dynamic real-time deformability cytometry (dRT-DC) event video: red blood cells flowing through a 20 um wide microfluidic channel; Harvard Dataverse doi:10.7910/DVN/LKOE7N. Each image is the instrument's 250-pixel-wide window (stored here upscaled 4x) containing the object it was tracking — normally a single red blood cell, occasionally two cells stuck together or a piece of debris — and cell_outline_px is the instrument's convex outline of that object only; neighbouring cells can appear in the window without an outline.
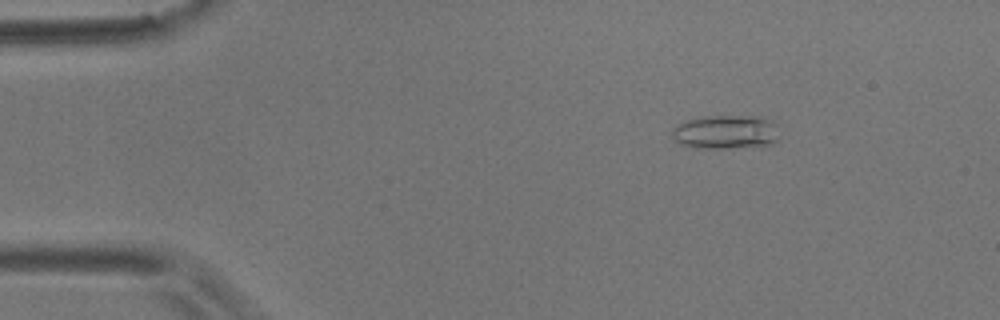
{"species": "common noctule bat (a hibernating species)", "species_latin": "Nyctalus noctula", "temperature_condition": "room temperature", "stored_images_in_passage": 50, "camera_frame_rate_fps": 3000, "um_per_image_px": 0.085, "animal": {"sex": "male", "body_mass_g": 17.9}, "frame": {"image": 1, "passage_image": 1, "time_ms": 0.0, "image_size_px": [1000, 320], "cell_outline_px": [[776, 140], [772, 144], [760, 148], [692, 148], [680, 144], [672, 136], [672, 128], [676, 124], [684, 120], [700, 116], [756, 116], [768, 120], [776, 124]], "centroid_in_image_um": [61.65, 11.24], "position_along_channel_um": 23.4, "area_um2": 21.68}}
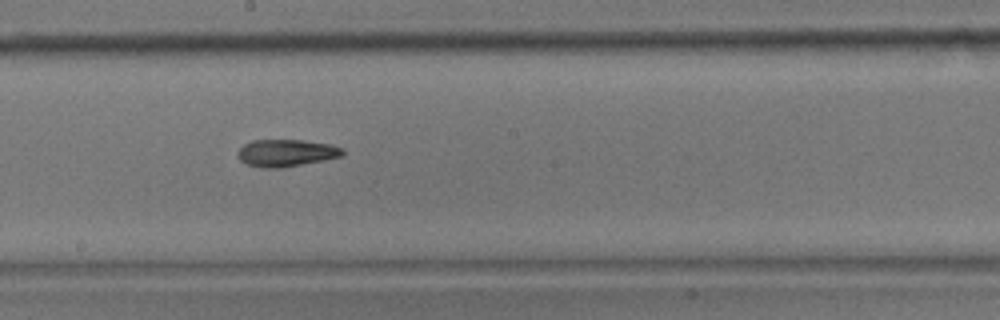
{"frame": {"image": 2, "passage_image": 24, "time_ms": 7.667, "image_size_px": [1000, 320], "cell_outline_px": [[344, 152], [340, 156], [324, 160], [280, 168], [264, 168], [248, 164], [240, 160], [236, 156], [236, 152], [244, 144], [252, 140], [304, 140], [328, 144], [344, 148]], "centroid_in_image_um": [24.29, 12.99], "position_along_channel_um": 223.9, "area_um2": 16.53}}
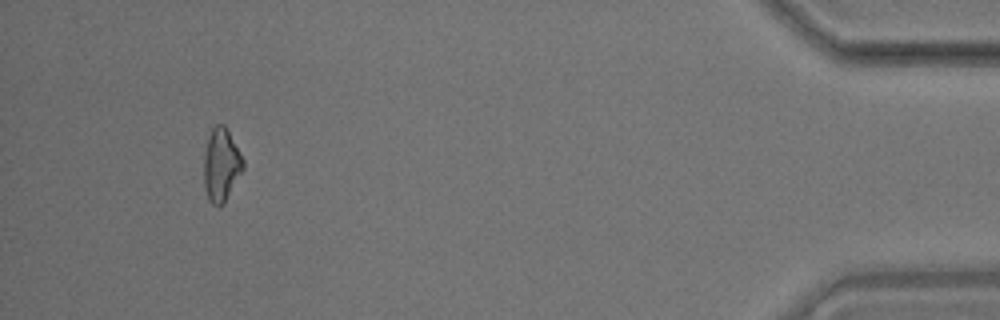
{"frame": {"image": 3, "passage_image": 46, "time_ms": 15.0, "image_size_px": [1000, 320], "cell_outline_px": [[244, 168], [224, 204], [212, 204], [208, 200], [204, 188], [204, 152], [208, 136], [212, 128], [216, 124], [224, 124], [244, 160]], "centroid_in_image_um": [18.79, 14.02], "position_along_channel_um": 416.4, "area_um2": 16.7}, "authors_computed_cell_mechanics": {"area_um2": 16.5886, "velocity_mm_per_s": 3.5481, "shape_relaxation_time_tau1_ms": null, "shape_relaxation_time_tau2_ms": 5.7903, "deformation_change_tau1": null, "deformation_change_tau2": 0.1297}}